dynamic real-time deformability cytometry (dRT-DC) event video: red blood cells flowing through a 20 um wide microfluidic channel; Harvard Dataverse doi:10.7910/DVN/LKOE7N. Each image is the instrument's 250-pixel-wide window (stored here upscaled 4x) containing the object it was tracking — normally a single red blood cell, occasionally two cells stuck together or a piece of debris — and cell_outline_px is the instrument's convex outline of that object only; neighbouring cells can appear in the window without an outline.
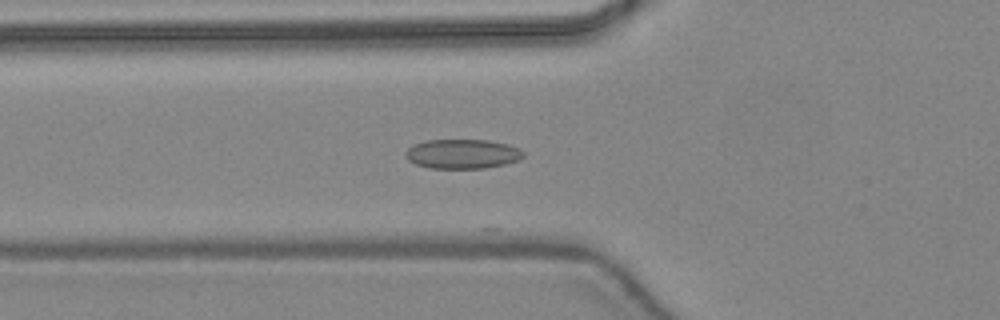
{"species": "common noctule bat (a hibernating species)", "species_latin": "Nyctalus noctula", "temperature_condition": "warm", "stored_images_in_passage": 22, "camera_frame_rate_fps": 3000, "um_per_image_px": 0.085, "animal": {"sex": "female", "body_mass_g": 24.6, "forearm_length_mm": 56.2}, "frame": {"image": 1, "passage_image": 18, "time_ms": 5.667, "image_size_px": [1000, 320], "cell_outline_px": [[524, 156], [520, 160], [504, 164], [484, 168], [428, 168], [416, 164], [408, 160], [404, 152], [408, 148], [416, 144], [428, 140], [488, 140], [508, 144], [520, 148], [524, 152]], "centroid_in_image_um": [39.33, 13.08], "position_along_channel_um": 86.5, "area_um2": 20.23}}
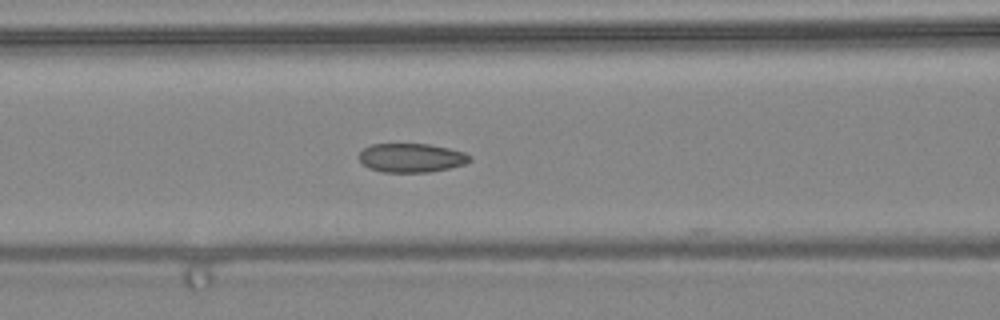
{"frame": {"image": 2, "passage_image": 21, "time_ms": 6.667, "image_size_px": [1000, 320], "cell_outline_px": [[472, 160], [464, 164], [448, 168], [428, 172], [384, 172], [368, 168], [360, 160], [360, 152], [364, 148], [372, 144], [428, 144], [448, 148], [464, 152], [472, 156]], "centroid_in_image_um": [34.98, 13.41], "position_along_channel_um": 131.6, "area_um2": 18.55}}